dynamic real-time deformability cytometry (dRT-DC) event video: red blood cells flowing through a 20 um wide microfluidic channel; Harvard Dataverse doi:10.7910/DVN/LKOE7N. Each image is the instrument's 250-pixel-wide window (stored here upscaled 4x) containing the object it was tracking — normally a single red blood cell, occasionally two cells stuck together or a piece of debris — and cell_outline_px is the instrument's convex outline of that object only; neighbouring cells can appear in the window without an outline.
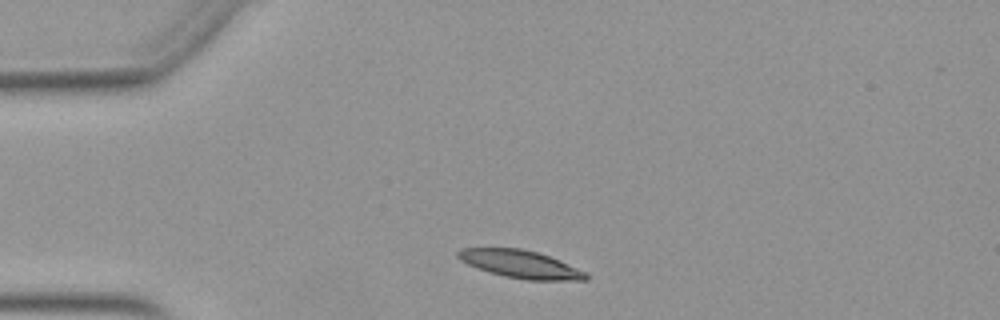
{"species": "Egyptian fruit bat (a non-hibernating species)", "species_latin": "Rousettus aegyptiacus", "temperature_condition": "warm", "stored_images_in_passage": 25, "camera_frame_rate_fps": 3000, "um_per_image_px": 0.085, "animal": {"sex": "female"}, "frame": {"image": 1, "passage_image": 1, "time_ms": 0.0, "image_size_px": [1000, 320], "cell_outline_px": [[588, 280], [528, 280], [504, 276], [488, 272], [476, 268], [460, 260], [456, 256], [456, 252], [460, 248], [520, 248], [536, 252], [560, 260], [588, 272]], "centroid_in_image_um": [44.23, 22.45], "position_along_channel_um": 40.8, "area_um2": 20.81}}
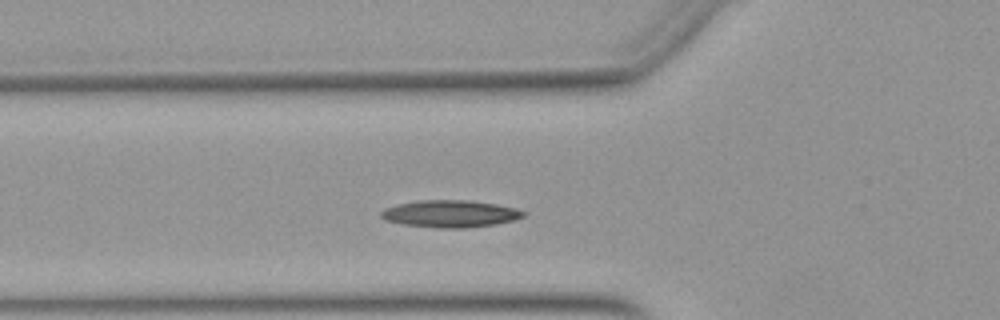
{"frame": {"image": 2, "passage_image": 7, "time_ms": 2.0, "image_size_px": [1000, 320], "cell_outline_px": [[528, 212], [524, 216], [512, 220], [496, 224], [464, 228], [436, 228], [400, 224], [384, 220], [380, 216], [380, 212], [384, 208], [396, 204], [420, 200], [468, 200], [496, 204], [516, 208]], "centroid_in_image_um": [38.23, 18.17], "position_along_channel_um": 87.6, "area_um2": 22.72}}